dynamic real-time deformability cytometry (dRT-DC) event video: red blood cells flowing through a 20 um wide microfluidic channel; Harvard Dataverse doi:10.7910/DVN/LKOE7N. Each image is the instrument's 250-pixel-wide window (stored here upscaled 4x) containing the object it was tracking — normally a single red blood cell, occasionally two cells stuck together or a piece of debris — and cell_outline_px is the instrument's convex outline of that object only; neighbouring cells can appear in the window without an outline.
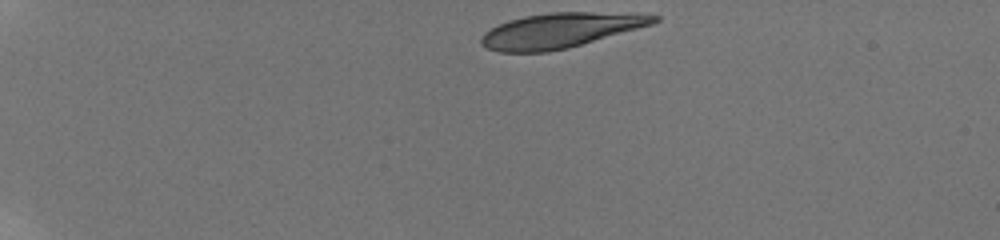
{"species": "human", "species_latin": "Homo sapiens", "temperature_condition": "room temperature", "stored_images_in_passage": 38, "camera_frame_rate_fps": 3000, "um_per_image_px": 0.085, "donor": {"sex": "male"}, "frame": {"image": 1, "passage_image": 1, "time_ms": 0.0, "image_size_px": [1000, 240], "cell_outline_px": [[660, 20], [652, 24], [568, 48], [548, 52], [500, 52], [488, 48], [480, 44], [480, 36], [484, 32], [508, 20], [524, 16], [552, 12], [592, 12], [660, 16]], "centroid_in_image_um": [47.55, 2.59], "position_along_channel_um": 37.5, "area_um2": 34.62}}
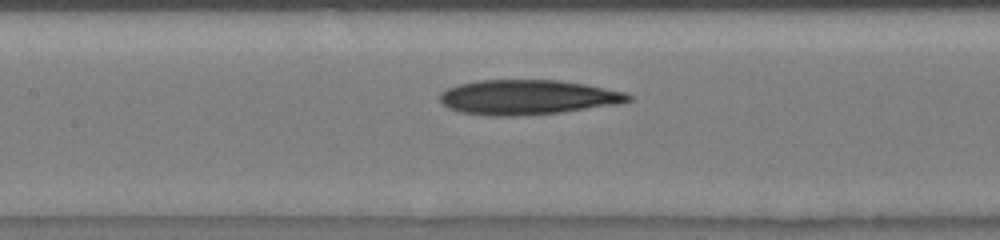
{"frame": {"image": 2, "passage_image": 18, "time_ms": 5.667, "image_size_px": [1000, 240], "cell_outline_px": [[632, 100], [616, 104], [560, 112], [516, 116], [492, 116], [460, 112], [448, 108], [440, 100], [440, 92], [448, 88], [460, 84], [476, 80], [556, 80], [584, 84], [624, 92], [632, 96]], "centroid_in_image_um": [44.8, 8.26], "position_along_channel_um": 162.6, "area_um2": 37.92}}
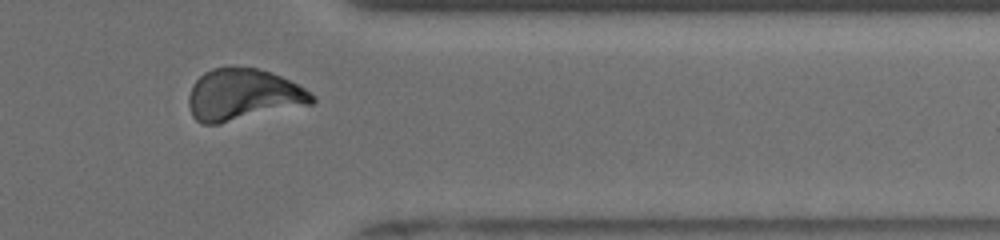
{"frame": {"image": 3, "passage_image": 35, "time_ms": 11.667, "image_size_px": [1000, 240], "cell_outline_px": [[316, 100], [312, 104], [220, 124], [200, 124], [192, 116], [188, 104], [188, 96], [192, 84], [204, 72], [212, 68], [256, 68], [272, 72], [304, 88], [316, 96]], "centroid_in_image_um": [20.65, 8.08], "position_along_channel_um": 390.8, "area_um2": 37.17}}